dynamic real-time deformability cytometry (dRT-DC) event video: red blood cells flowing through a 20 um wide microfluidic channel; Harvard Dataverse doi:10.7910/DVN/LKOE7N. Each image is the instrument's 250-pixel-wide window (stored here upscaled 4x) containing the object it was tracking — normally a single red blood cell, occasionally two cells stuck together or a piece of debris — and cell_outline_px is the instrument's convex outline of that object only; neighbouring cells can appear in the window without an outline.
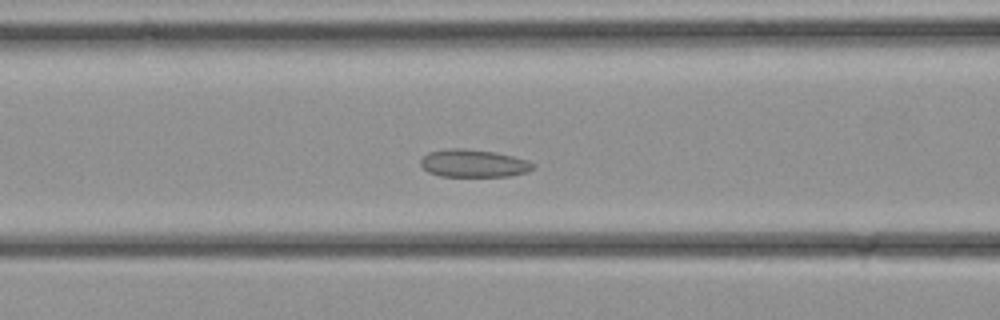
{"species": "common noctule bat (a hibernating species)", "species_latin": "Nyctalus noctula", "temperature_condition": "cold", "stored_images_in_passage": 36, "camera_frame_rate_fps": 3000, "um_per_image_px": 0.085, "animal": {"sex": "female", "body_mass_g": 21.9}, "frame": {"image": 1, "passage_image": 14, "time_ms": 4.333, "image_size_px": [1000, 320], "cell_outline_px": [[536, 164], [528, 172], [508, 176], [440, 176], [428, 172], [420, 164], [420, 160], [428, 152], [448, 148], [464, 148], [496, 152], [528, 160]], "centroid_in_image_um": [40.25, 13.88], "position_along_channel_um": 126.4, "area_um2": 18.21}}
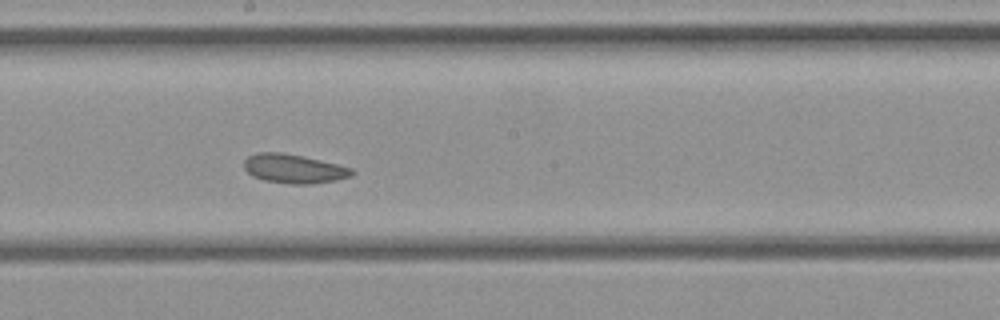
{"frame": {"image": 2, "passage_image": 19, "time_ms": 6.0, "image_size_px": [1000, 320], "cell_outline_px": [[356, 172], [352, 176], [336, 180], [312, 184], [288, 184], [264, 180], [252, 176], [244, 168], [244, 160], [248, 156], [256, 152], [280, 152], [304, 156], [352, 168]], "centroid_in_image_um": [24.97, 14.34], "position_along_channel_um": 223.2, "area_um2": 18.38}}
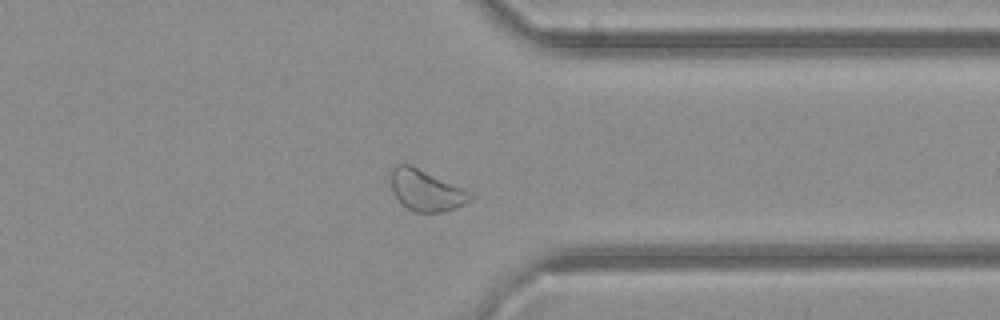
{"frame": {"image": 3, "passage_image": 27, "time_ms": 8.667, "image_size_px": [1000, 320], "cell_outline_px": [[476, 196], [472, 200], [464, 204], [444, 212], [416, 212], [408, 208], [396, 196], [392, 188], [392, 164], [412, 164], [476, 192]], "centroid_in_image_um": [36.33, 16.15], "position_along_channel_um": 375.1, "area_um2": 19.54}}